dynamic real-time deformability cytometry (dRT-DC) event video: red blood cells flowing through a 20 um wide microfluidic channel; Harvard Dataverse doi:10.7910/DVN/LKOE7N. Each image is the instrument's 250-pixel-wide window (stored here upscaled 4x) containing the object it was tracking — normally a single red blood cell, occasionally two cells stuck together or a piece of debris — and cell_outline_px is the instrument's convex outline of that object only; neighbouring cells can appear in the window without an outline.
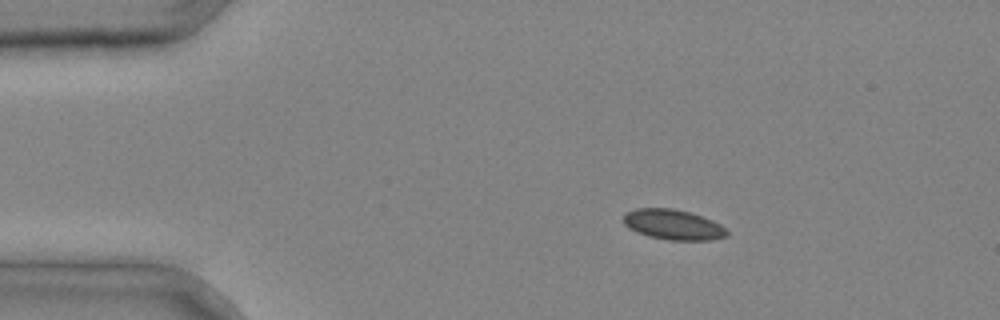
{"species": "common noctule bat (a hibernating species)", "species_latin": "Nyctalus noctula", "temperature_condition": "cold", "stored_images_in_passage": 4, "camera_frame_rate_fps": 3000, "um_per_image_px": 0.085, "animal": {"sex": "male", "body_mass_g": 20.4}, "frame": {"image": 1, "passage_image": 3, "time_ms": 0.667, "image_size_px": [1000, 320], "cell_outline_px": [[728, 236], [712, 240], [668, 240], [648, 236], [636, 232], [628, 228], [624, 224], [624, 212], [636, 208], [672, 208], [688, 212], [712, 220], [720, 224], [728, 232]], "centroid_in_image_um": [57.19, 19.1], "position_along_channel_um": 27.8, "area_um2": 18.26}}